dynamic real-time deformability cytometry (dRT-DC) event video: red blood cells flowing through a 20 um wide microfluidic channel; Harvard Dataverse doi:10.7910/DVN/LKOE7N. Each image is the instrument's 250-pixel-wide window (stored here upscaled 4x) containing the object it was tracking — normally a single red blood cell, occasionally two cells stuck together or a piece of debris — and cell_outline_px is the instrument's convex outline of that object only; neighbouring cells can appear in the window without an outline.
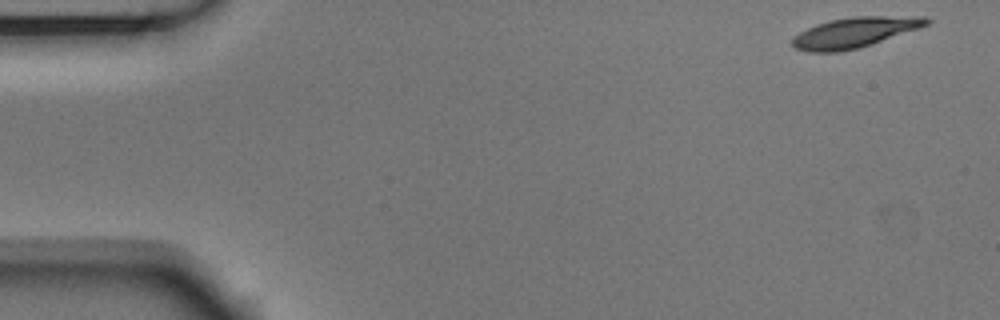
{"species": "Egyptian fruit bat (a non-hibernating species)", "species_latin": "Rousettus aegyptiacus", "temperature_condition": "room temperature", "stored_images_in_passage": 10, "camera_frame_rate_fps": 3000, "um_per_image_px": 0.085, "animal": {"sex": "male"}, "frame": {"image": 1, "passage_image": 1, "time_ms": 0.0, "image_size_px": [1000, 320], "cell_outline_px": [[932, 20], [928, 24], [920, 28], [860, 48], [840, 52], [808, 52], [796, 48], [792, 44], [792, 40], [800, 32], [816, 24], [832, 20], [852, 16], [924, 16]], "centroid_in_image_um": [72.69, 2.76], "position_along_channel_um": 12.3, "area_um2": 23.7}}